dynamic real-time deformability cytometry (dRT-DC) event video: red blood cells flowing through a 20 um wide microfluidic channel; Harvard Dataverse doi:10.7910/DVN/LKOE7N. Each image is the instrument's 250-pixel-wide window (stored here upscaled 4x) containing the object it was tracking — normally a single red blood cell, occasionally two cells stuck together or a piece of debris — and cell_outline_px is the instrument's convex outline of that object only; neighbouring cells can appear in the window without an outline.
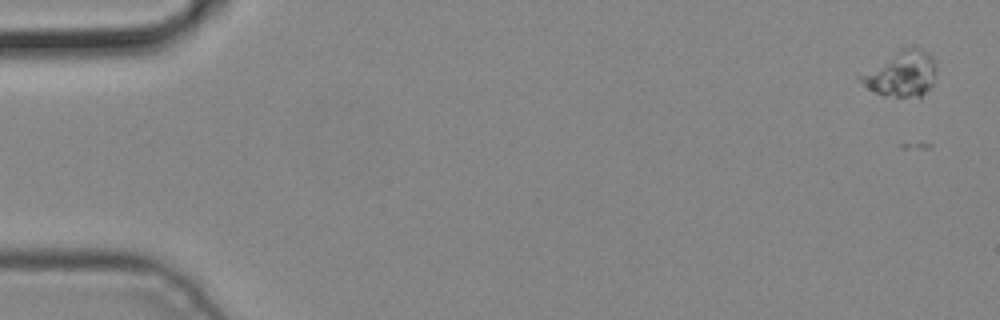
{"species": "common noctule bat (a hibernating species)", "species_latin": "Nyctalus noctula", "temperature_condition": "cold", "stored_images_in_passage": 4, "camera_frame_rate_fps": 3000, "um_per_image_px": 0.085, "animal": {"sex": "male", "body_mass_g": 19.2, "forearm_length_mm": 51.8}, "frame": {"image": 1, "passage_image": 1, "time_ms": 0.0, "image_size_px": [1000, 320], "cell_outline_px": [[936, 68], [932, 88], [920, 96], [884, 96], [868, 88], [856, 80], [856, 76], [904, 48], [920, 48], [932, 56], [936, 60]], "centroid_in_image_um": [76.63, 6.3], "position_along_channel_um": 8.4, "area_um2": 19.88}}
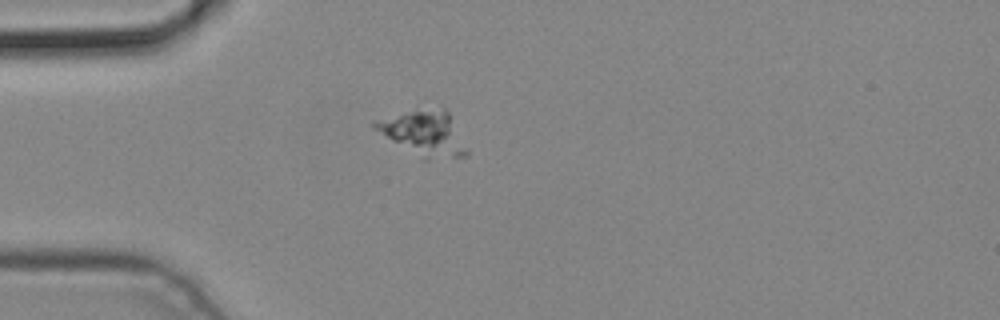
{"frame": {"image": 2, "passage_image": 4, "time_ms": 1.0, "image_size_px": [1000, 320], "cell_outline_px": [[468, 156], [428, 160], [420, 160], [392, 140], [376, 128], [372, 124], [372, 120], [408, 112], [444, 108], [448, 112], [468, 152]], "centroid_in_image_um": [36.06, 11.38], "position_along_channel_um": 48.9, "area_um2": 23.35}}